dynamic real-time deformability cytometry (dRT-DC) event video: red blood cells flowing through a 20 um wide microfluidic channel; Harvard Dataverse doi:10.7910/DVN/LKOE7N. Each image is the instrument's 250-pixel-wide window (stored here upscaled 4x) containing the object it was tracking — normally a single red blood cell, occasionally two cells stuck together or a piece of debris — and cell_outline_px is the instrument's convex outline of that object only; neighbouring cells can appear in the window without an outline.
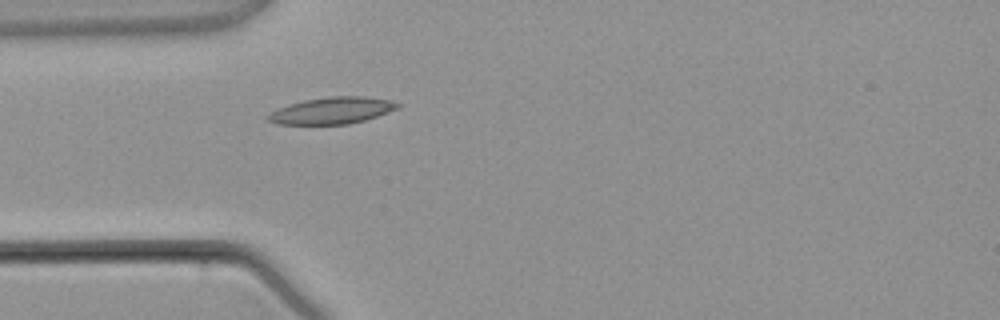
{"species": "common noctule bat (a hibernating species)", "species_latin": "Nyctalus noctula", "temperature_condition": "warm", "stored_images_in_passage": 2, "camera_frame_rate_fps": 3000, "um_per_image_px": 0.085, "animal": {"sex": "male", "body_mass_g": 21.5, "forearm_length_mm": 52.0}, "frame": {"image": 1, "passage_image": 2, "time_ms": 2.333, "image_size_px": [1000, 320], "cell_outline_px": [[400, 108], [364, 120], [348, 124], [276, 124], [264, 120], [264, 116], [276, 108], [288, 104], [304, 100], [328, 96], [364, 96], [392, 100], [400, 104]], "centroid_in_image_um": [28.16, 9.39], "position_along_channel_um": 56.8, "area_um2": 20.46}}